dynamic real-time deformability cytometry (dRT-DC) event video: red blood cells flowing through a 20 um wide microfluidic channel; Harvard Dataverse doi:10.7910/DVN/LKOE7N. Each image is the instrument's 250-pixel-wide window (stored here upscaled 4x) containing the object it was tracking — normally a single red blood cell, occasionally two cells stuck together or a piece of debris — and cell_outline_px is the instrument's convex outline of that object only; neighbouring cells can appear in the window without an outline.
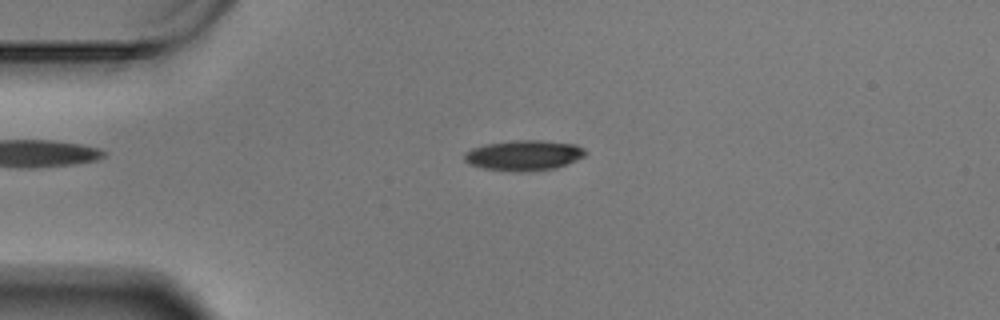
{"species": "Egyptian fruit bat (a non-hibernating species)", "species_latin": "Rousettus aegyptiacus", "temperature_condition": "warm", "stored_images_in_passage": 38, "camera_frame_rate_fps": 3000, "um_per_image_px": 0.085, "animal": {"sex": "male"}, "frame": {"image": 1, "passage_image": 1, "time_ms": 0.0, "image_size_px": [1000, 320], "cell_outline_px": [[588, 152], [584, 156], [576, 160], [556, 168], [524, 172], [516, 172], [484, 168], [468, 164], [464, 160], [464, 152], [472, 148], [484, 144], [512, 140], [540, 140], [576, 144], [584, 148]], "centroid_in_image_um": [44.52, 13.2], "position_along_channel_um": 40.5, "area_um2": 21.62}}
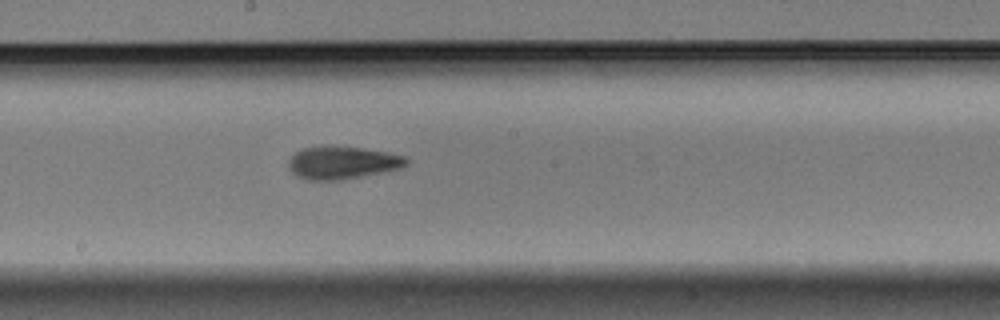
{"frame": {"image": 2, "passage_image": 19, "time_ms": 6.0, "image_size_px": [1000, 320], "cell_outline_px": [[408, 164], [404, 168], [340, 180], [308, 180], [296, 176], [288, 168], [288, 160], [296, 152], [304, 148], [320, 144], [360, 148], [388, 152], [404, 156], [408, 160]], "centroid_in_image_um": [29.09, 13.81], "position_along_channel_um": 219.1, "area_um2": 22.77}}
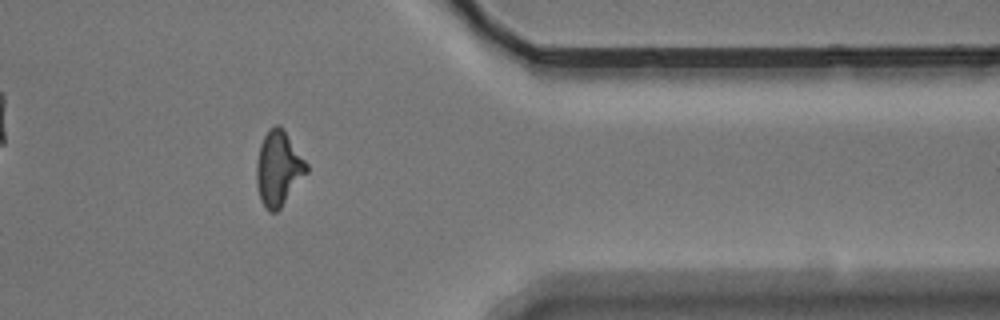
{"frame": {"image": 3, "passage_image": 35, "time_ms": 11.333, "image_size_px": [1000, 320], "cell_outline_px": [[308, 172], [280, 208], [276, 212], [268, 212], [260, 200], [256, 184], [256, 160], [260, 144], [268, 128], [276, 124], [280, 124], [284, 128], [308, 164]], "centroid_in_image_um": [23.66, 14.29], "position_along_channel_um": 387.7, "area_um2": 22.14}, "authors_computed_cell_mechanics": {"area_um2": 21.3571, "velocity_mm_per_s": 3.4433, "shape_relaxation_time_tau1_ms": 11.0982, "shape_relaxation_time_tau2_ms": 4.0525, "deformation_change_tau1": 0.2547, "deformation_change_tau2": 0.1227}}